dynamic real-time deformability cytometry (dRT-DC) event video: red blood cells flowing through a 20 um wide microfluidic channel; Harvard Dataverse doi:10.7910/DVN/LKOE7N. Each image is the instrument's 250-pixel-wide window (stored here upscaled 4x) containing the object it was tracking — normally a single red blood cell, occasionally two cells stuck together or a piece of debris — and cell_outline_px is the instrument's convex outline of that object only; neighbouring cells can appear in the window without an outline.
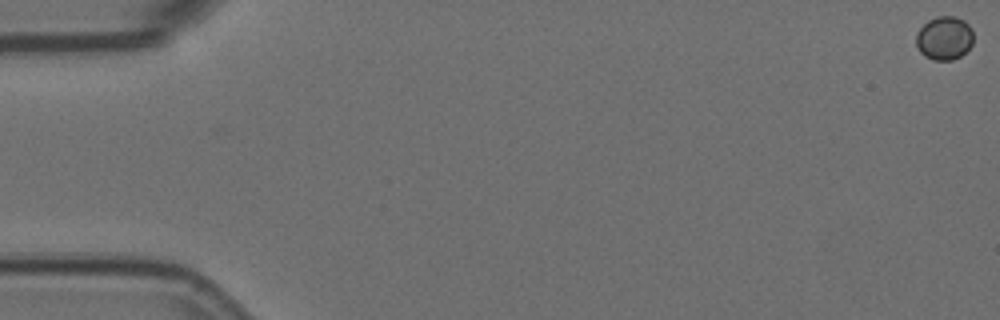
{"species": "Egyptian fruit bat (a non-hibernating species)", "species_latin": "Rousettus aegyptiacus", "temperature_condition": "room temperature", "stored_images_in_passage": 12, "camera_frame_rate_fps": 3000, "um_per_image_px": 0.085, "animal": {"sex": "female"}, "frame": {"image": 1, "passage_image": 1, "time_ms": 0.0, "image_size_px": [1000, 320], "cell_outline_px": [[972, 44], [960, 56], [952, 60], [932, 60], [924, 56], [920, 52], [916, 44], [916, 32], [928, 20], [936, 16], [956, 16], [964, 20], [972, 28]], "centroid_in_image_um": [80.25, 3.23], "position_along_channel_um": 4.8, "area_um2": 14.62}}